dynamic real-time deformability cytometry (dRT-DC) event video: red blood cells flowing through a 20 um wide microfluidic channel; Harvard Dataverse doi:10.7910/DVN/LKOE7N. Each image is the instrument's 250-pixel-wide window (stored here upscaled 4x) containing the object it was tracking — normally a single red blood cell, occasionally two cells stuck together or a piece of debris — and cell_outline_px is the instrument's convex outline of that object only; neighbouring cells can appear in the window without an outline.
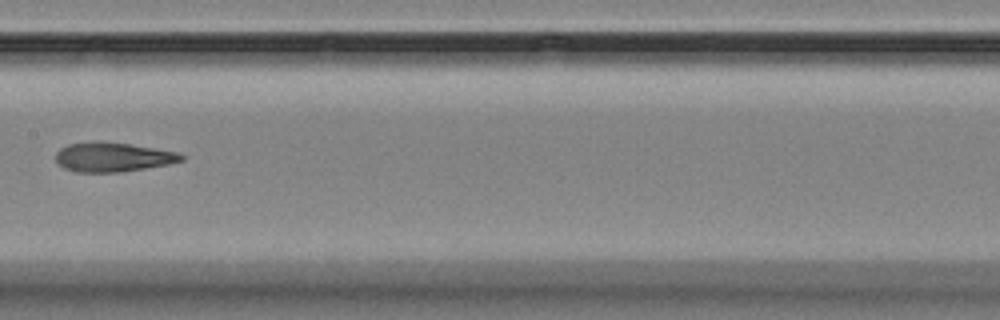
{"species": "Egyptian fruit bat (a non-hibernating species)", "species_latin": "Rousettus aegyptiacus", "temperature_condition": "room temperature", "stored_images_in_passage": 11, "camera_frame_rate_fps": 3000, "um_per_image_px": 0.085, "animal": {"sex": "female"}, "frame": {"image": 1, "passage_image": 4, "time_ms": 3.667, "image_size_px": [1000, 320], "cell_outline_px": [[184, 160], [168, 164], [120, 172], [76, 172], [64, 168], [56, 160], [56, 152], [60, 148], [68, 144], [100, 140], [128, 144], [176, 152], [184, 156]], "centroid_in_image_um": [9.55, 13.34], "position_along_channel_um": 197.9, "area_um2": 21.33}}
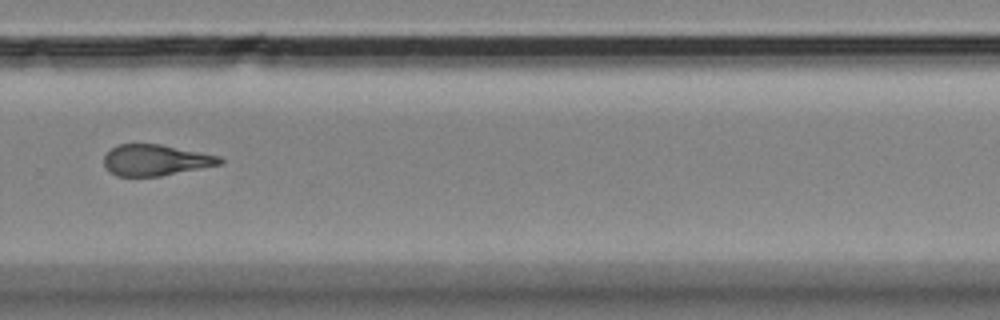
{"frame": {"image": 2, "passage_image": 7, "time_ms": 7.0, "image_size_px": [1000, 320], "cell_outline_px": [[224, 164], [160, 176], [116, 176], [104, 164], [104, 156], [112, 148], [120, 144], [160, 144], [220, 156], [224, 160]], "centroid_in_image_um": [13.27, 13.61], "position_along_channel_um": 316.5, "area_um2": 20.87}}
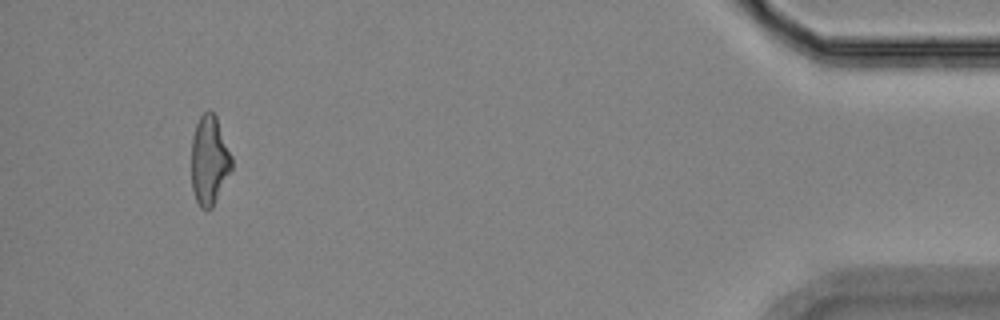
{"frame": {"image": 3, "passage_image": 11, "time_ms": 11.667, "image_size_px": [1000, 320], "cell_outline_px": [[232, 172], [212, 208], [208, 212], [200, 208], [196, 200], [192, 188], [192, 136], [196, 124], [200, 116], [208, 108], [216, 116], [232, 156]], "centroid_in_image_um": [17.81, 13.66], "position_along_channel_um": 417.4, "area_um2": 21.27}, "authors_computed_cell_mechanics": {"area_um2": 21.2704, "velocity_mm_per_s": 3.5938, "shape_relaxation_time_tau1_ms": null, "shape_relaxation_time_tau2_ms": 5.1447, "deformation_change_tau1": null, "deformation_change_tau2": 0.1287}}